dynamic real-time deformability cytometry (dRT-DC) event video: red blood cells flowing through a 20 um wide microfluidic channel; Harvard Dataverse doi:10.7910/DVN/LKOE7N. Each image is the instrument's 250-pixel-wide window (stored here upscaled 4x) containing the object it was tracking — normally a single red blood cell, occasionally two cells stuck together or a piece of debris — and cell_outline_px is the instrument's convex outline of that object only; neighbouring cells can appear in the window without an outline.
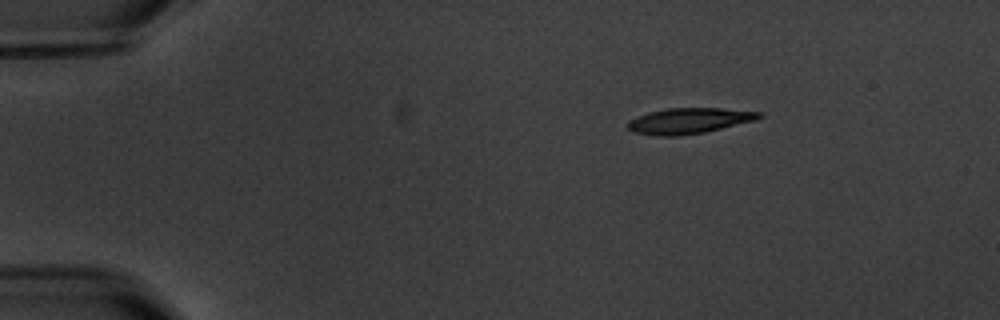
{"species": "common noctule bat (a hibernating species)", "species_latin": "Nyctalus noctula", "temperature_condition": "warm", "stored_images_in_passage": 3, "camera_frame_rate_fps": 3000, "um_per_image_px": 0.085, "animal": {"sex": "male", "body_mass_g": 20.1, "forearm_length_mm": 53.5}, "frame": {"image": 1, "passage_image": 1, "time_ms": 0.0, "image_size_px": [1000, 320], "cell_outline_px": [[764, 116], [756, 120], [704, 132], [676, 136], [656, 136], [632, 132], [628, 128], [628, 120], [652, 112], [668, 108], [724, 108], [764, 112]], "centroid_in_image_um": [58.62, 10.26], "position_along_channel_um": 26.4, "area_um2": 19.59}}